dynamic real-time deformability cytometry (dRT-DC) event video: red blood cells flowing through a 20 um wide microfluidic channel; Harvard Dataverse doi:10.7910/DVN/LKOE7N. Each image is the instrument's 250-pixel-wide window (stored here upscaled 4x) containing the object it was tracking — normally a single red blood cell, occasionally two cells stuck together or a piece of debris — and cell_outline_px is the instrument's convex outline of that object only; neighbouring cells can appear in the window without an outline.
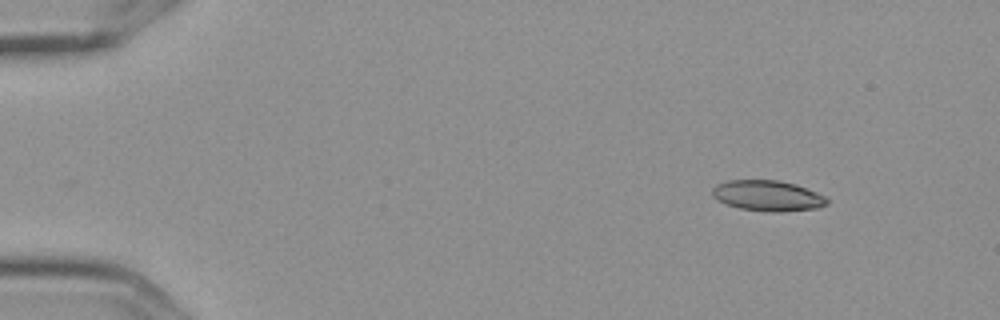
{"species": "Egyptian fruit bat (a non-hibernating species)", "species_latin": "Rousettus aegyptiacus", "temperature_condition": "cold", "stored_images_in_passage": 2, "camera_frame_rate_fps": 3000, "um_per_image_px": 0.085, "frame": {"image": 1, "passage_image": 2, "time_ms": 0.333, "image_size_px": [1000, 320], "cell_outline_px": [[828, 204], [820, 208], [780, 212], [772, 212], [740, 208], [716, 200], [712, 196], [712, 188], [716, 184], [728, 180], [776, 180], [796, 184], [816, 192], [824, 196], [828, 200]], "centroid_in_image_um": [65.25, 16.63], "position_along_channel_um": 19.7, "area_um2": 20.52}}